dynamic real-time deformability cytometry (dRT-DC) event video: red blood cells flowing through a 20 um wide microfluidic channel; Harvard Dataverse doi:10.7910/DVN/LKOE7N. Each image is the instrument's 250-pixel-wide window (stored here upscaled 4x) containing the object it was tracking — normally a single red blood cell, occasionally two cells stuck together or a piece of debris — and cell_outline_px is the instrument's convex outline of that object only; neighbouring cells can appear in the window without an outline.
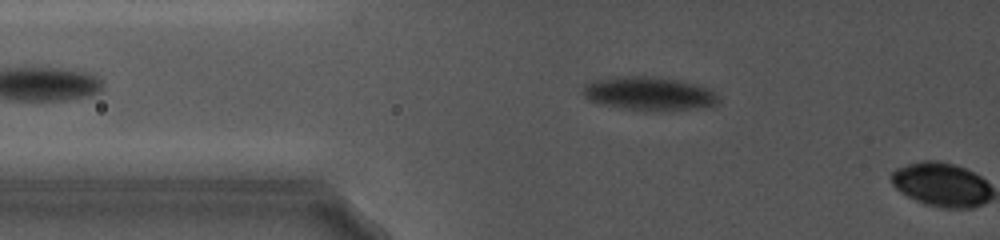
{"species": "common noctule bat (a hibernating species)", "species_latin": "Nyctalus noctula", "temperature_condition": "cold", "stored_images_in_passage": 4, "camera_frame_rate_fps": 5000, "um_per_image_px": 0.085, "animal": {"sex": "female", "body_mass_g": 19.0, "forearm_length_mm": 56.7}, "frame": {"image": 1, "passage_image": 3, "time_ms": 1.4, "image_size_px": [1000, 240], "cell_outline_px": [[720, 104], [712, 108], [668, 112], [644, 112], [600, 104], [588, 100], [580, 92], [584, 84], [592, 80], [616, 76], [648, 76], [680, 80], [712, 88], [720, 96]], "centroid_in_image_um": [55.26, 7.99], "position_along_channel_um": 70.5, "area_um2": 28.09}}